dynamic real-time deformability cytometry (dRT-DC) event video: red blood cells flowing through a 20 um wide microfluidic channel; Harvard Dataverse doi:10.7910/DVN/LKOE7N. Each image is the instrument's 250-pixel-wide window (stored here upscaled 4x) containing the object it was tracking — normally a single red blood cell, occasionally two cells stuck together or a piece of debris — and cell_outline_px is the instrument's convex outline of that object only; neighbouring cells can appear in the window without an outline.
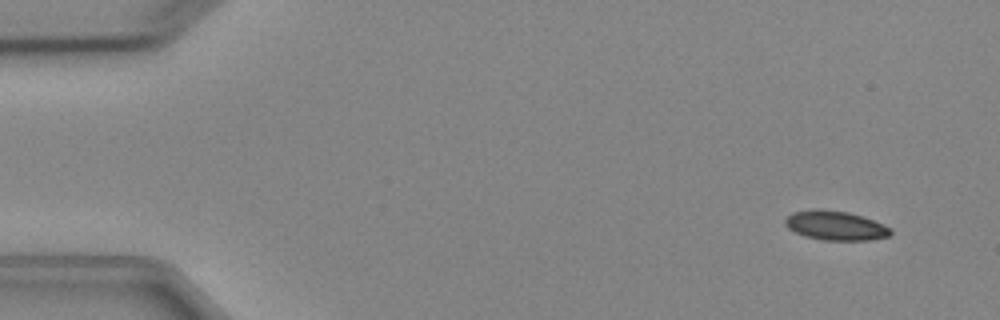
{"species": "Egyptian fruit bat (a non-hibernating species)", "species_latin": "Rousettus aegyptiacus", "temperature_condition": "cold", "stored_images_in_passage": 8, "camera_frame_rate_fps": 3000, "um_per_image_px": 0.085, "animal": {"sex": "female"}, "frame": {"image": 1, "passage_image": 1, "time_ms": 0.0, "image_size_px": [1000, 320], "cell_outline_px": [[892, 232], [888, 236], [868, 240], [824, 240], [804, 236], [788, 228], [784, 224], [784, 220], [792, 212], [848, 212], [872, 220], [892, 228]], "centroid_in_image_um": [71.05, 19.22], "position_along_channel_um": 14.0, "area_um2": 17.11}}
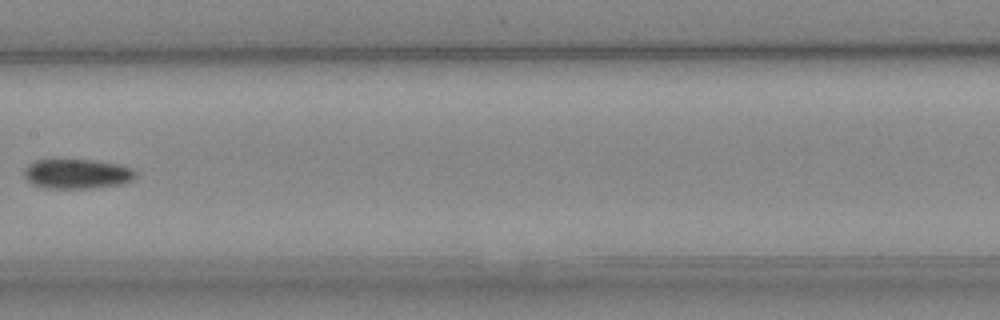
{"frame": {"image": 2, "passage_image": 7, "time_ms": 7.667, "image_size_px": [1000, 320], "cell_outline_px": [[136, 176], [132, 180], [120, 184], [88, 188], [44, 188], [32, 184], [24, 176], [24, 168], [28, 164], [36, 160], [92, 160], [120, 164], [132, 168], [136, 172]], "centroid_in_image_um": [6.54, 14.77], "position_along_channel_um": 200.9, "area_um2": 19.25}}
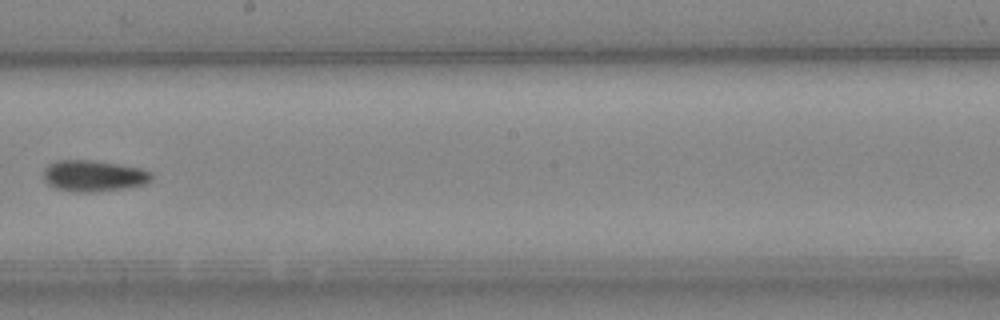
{"frame": {"image": 3, "passage_image": 8, "time_ms": 8.667, "image_size_px": [1000, 320], "cell_outline_px": [[152, 180], [144, 184], [120, 188], [92, 192], [76, 192], [56, 188], [48, 184], [44, 180], [44, 168], [48, 164], [56, 160], [92, 160], [120, 164], [140, 168], [152, 172]], "centroid_in_image_um": [7.94, 14.93], "position_along_channel_um": 240.3, "area_um2": 19.59}}